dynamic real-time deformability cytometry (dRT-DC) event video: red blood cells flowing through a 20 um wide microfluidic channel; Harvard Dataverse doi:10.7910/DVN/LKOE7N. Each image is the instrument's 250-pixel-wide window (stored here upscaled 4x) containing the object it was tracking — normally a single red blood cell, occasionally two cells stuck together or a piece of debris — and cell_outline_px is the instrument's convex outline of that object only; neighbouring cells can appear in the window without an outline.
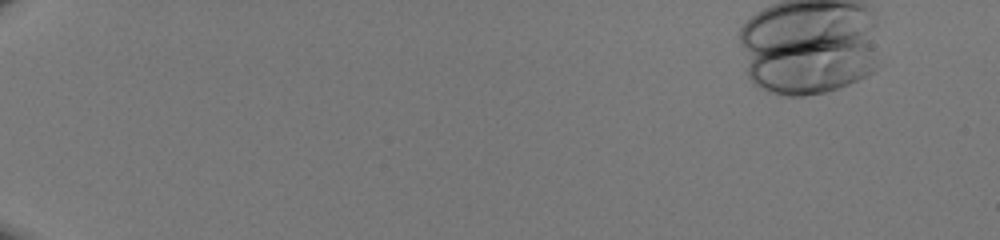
{"species": "human", "species_latin": "Homo sapiens", "temperature_condition": "room temperature", "stored_images_in_passage": 43, "camera_frame_rate_fps": 3000, "um_per_image_px": 0.085, "donor": {"sex": "male"}, "frame": {"image": 1, "passage_image": 2, "time_ms": 0.333, "image_size_px": [1000, 240], "cell_outline_px": [[844, 44], [840, 84], [832, 88], [816, 92], [780, 92], [764, 84], [752, 72], [748, 44], [824, 32], [844, 36]], "centroid_in_image_um": [67.93, 5.31], "position_along_channel_um": 17.1, "area_um2": 33.99}}
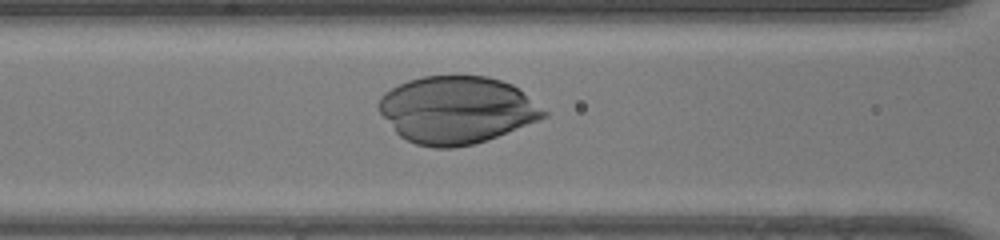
{"frame": {"image": 2, "passage_image": 23, "time_ms": 7.333, "image_size_px": [1000, 240], "cell_outline_px": [[544, 112], [540, 116], [532, 120], [504, 132], [484, 140], [468, 144], [420, 144], [408, 140], [396, 128], [380, 108], [380, 100], [388, 92], [412, 80], [428, 76], [480, 76], [496, 80], [508, 84], [516, 88]], "centroid_in_image_um": [38.8, 9.29], "position_along_channel_um": 127.8, "area_um2": 59.82}}
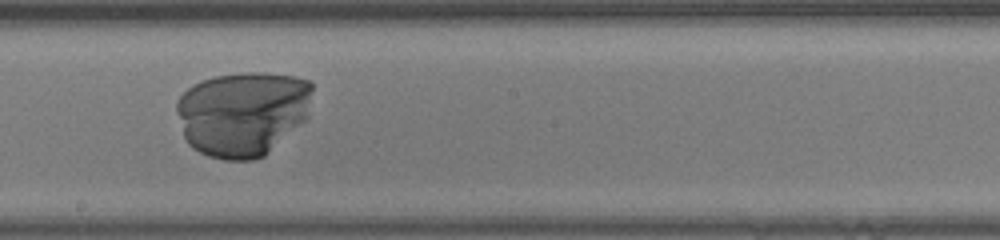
{"frame": {"image": 3, "passage_image": 30, "time_ms": 9.667, "image_size_px": [1000, 240], "cell_outline_px": [[312, 88], [264, 152], [260, 156], [244, 160], [240, 160], [212, 156], [196, 148], [188, 140], [184, 132], [180, 112], [180, 100], [196, 84], [220, 76], [288, 76], [304, 80], [312, 84]], "centroid_in_image_um": [20.39, 9.63], "position_along_channel_um": 227.8, "area_um2": 58.67}}